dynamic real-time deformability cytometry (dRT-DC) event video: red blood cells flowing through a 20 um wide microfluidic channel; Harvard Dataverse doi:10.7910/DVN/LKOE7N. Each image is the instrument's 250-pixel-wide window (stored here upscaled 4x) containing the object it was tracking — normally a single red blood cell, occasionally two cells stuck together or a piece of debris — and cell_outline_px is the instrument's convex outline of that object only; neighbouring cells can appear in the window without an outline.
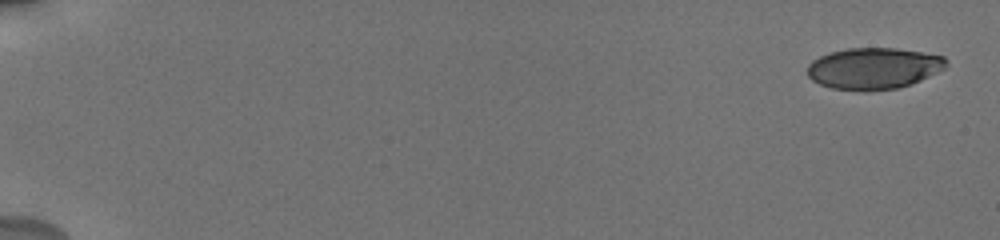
{"species": "human", "species_latin": "Homo sapiens", "temperature_condition": "cold", "stored_images_in_passage": 8, "camera_frame_rate_fps": 3000, "um_per_image_px": 0.085, "donor": {"sex": "male"}, "frame": {"image": 1, "passage_image": 1, "time_ms": 0.0, "image_size_px": [1000, 240], "cell_outline_px": [[948, 64], [944, 68], [912, 84], [896, 88], [868, 92], [832, 88], [820, 84], [812, 80], [808, 76], [808, 64], [812, 60], [820, 56], [832, 52], [848, 48], [896, 48], [944, 56], [948, 60]], "centroid_in_image_um": [74.25, 5.82], "position_along_channel_um": 10.7, "area_um2": 33.52}}
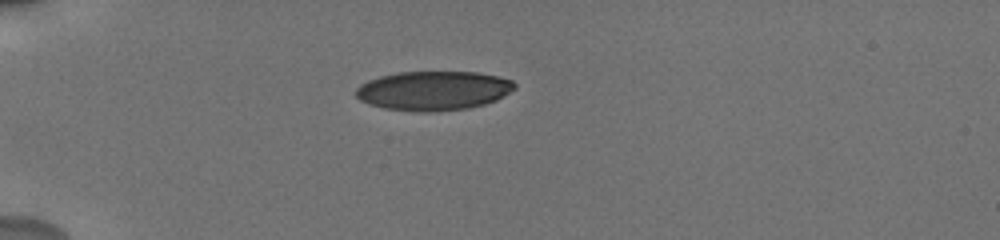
{"frame": {"image": 2, "passage_image": 6, "time_ms": 5.0, "image_size_px": [1000, 240], "cell_outline_px": [[516, 88], [504, 96], [496, 100], [484, 104], [468, 108], [432, 112], [416, 112], [384, 108], [368, 104], [360, 100], [356, 96], [356, 88], [360, 84], [368, 80], [380, 76], [400, 72], [476, 72], [496, 76], [512, 80], [516, 84]], "centroid_in_image_um": [36.83, 7.71], "position_along_channel_um": 48.2, "area_um2": 36.41}}
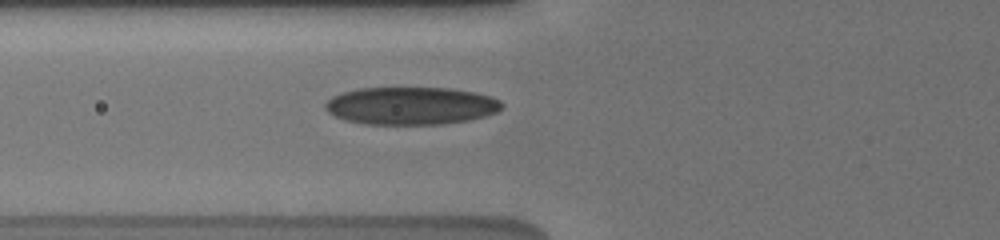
{"frame": {"image": 3, "passage_image": 8, "time_ms": 7.0, "image_size_px": [1000, 240], "cell_outline_px": [[504, 104], [496, 112], [484, 116], [468, 120], [440, 124], [364, 124], [348, 120], [336, 116], [328, 112], [324, 108], [324, 104], [332, 96], [344, 92], [360, 88], [448, 88], [476, 92], [492, 96], [500, 100]], "centroid_in_image_um": [34.94, 8.98], "position_along_channel_um": 90.9, "area_um2": 38.67}}